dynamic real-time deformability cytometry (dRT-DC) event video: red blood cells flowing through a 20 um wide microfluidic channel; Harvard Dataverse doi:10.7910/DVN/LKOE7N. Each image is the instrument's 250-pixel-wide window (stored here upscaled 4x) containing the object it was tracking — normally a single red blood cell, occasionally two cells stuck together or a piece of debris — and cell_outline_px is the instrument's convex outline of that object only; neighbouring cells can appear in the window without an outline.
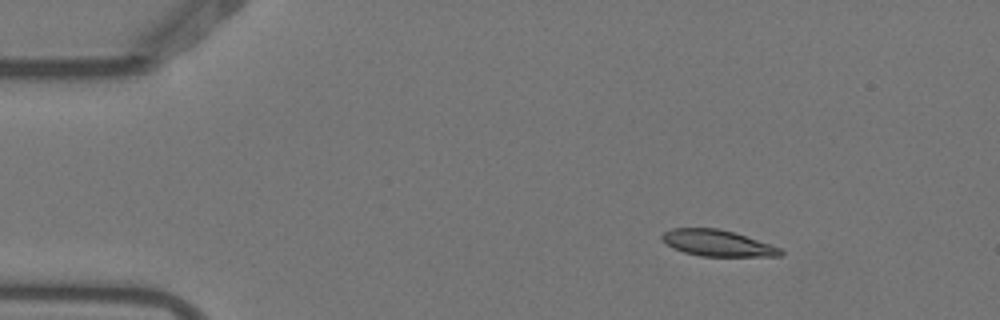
{"species": "Egyptian fruit bat (a non-hibernating species)", "species_latin": "Rousettus aegyptiacus", "temperature_condition": "warm", "stored_images_in_passage": 5, "camera_frame_rate_fps": 3000, "um_per_image_px": 0.085, "animal": {"sex": "female"}, "frame": {"image": 1, "passage_image": 2, "time_ms": 0.333, "image_size_px": [1000, 320], "cell_outline_px": [[784, 252], [780, 256], [700, 256], [684, 252], [672, 248], [660, 240], [660, 236], [664, 232], [672, 228], [716, 228], [732, 232], [780, 248]], "centroid_in_image_um": [60.9, 20.67], "position_along_channel_um": 24.1, "area_um2": 17.92}}